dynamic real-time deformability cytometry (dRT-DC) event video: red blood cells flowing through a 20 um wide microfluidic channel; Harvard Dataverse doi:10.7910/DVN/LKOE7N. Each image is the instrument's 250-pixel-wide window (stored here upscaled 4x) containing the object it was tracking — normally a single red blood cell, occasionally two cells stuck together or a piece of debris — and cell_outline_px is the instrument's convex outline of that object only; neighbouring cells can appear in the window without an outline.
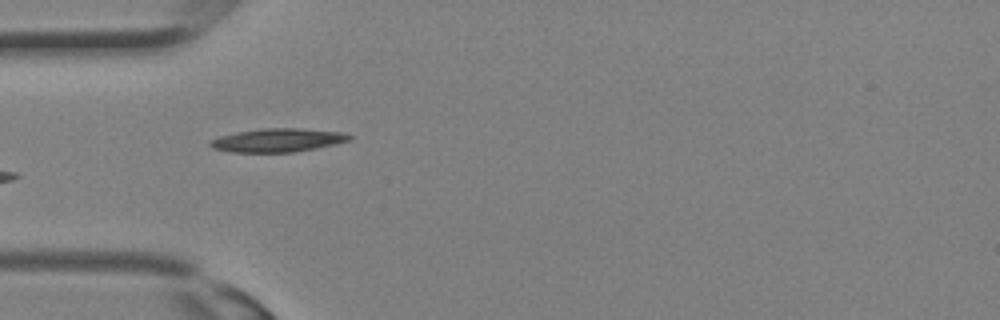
{"species": "Egyptian fruit bat (a non-hibernating species)", "species_latin": "Rousettus aegyptiacus", "temperature_condition": "room temperature", "stored_images_in_passage": 22, "camera_frame_rate_fps": 3000, "um_per_image_px": 0.085, "animal": {"sex": "female"}, "frame": {"image": 1, "passage_image": 1, "time_ms": 0.0, "image_size_px": [1000, 320], "cell_outline_px": [[352, 140], [336, 144], [316, 148], [292, 152], [228, 152], [212, 148], [208, 144], [212, 140], [220, 136], [236, 132], [260, 128], [300, 128], [344, 132], [352, 136]], "centroid_in_image_um": [23.63, 11.91], "position_along_channel_um": 61.4, "area_um2": 19.19}}